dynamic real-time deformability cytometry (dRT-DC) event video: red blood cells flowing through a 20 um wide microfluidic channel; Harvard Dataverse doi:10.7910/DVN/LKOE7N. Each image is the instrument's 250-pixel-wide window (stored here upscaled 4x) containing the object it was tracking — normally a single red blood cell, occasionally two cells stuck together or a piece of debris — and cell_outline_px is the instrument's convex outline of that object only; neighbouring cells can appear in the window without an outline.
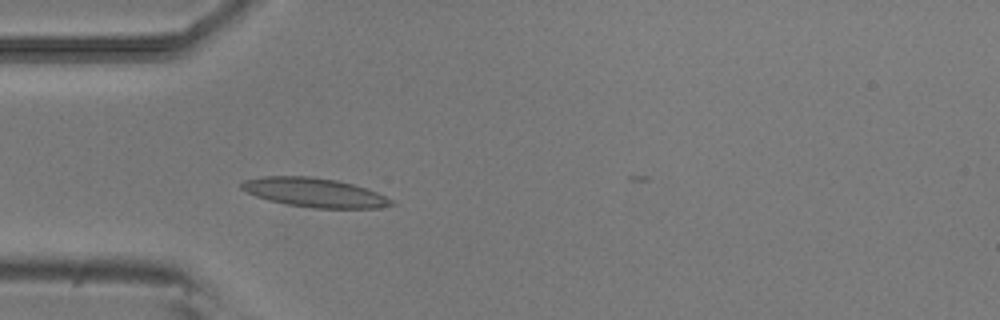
{"species": "common noctule bat (a hibernating species)", "species_latin": "Nyctalus noctula", "temperature_condition": "room temperature", "stored_images_in_passage": 16, "camera_frame_rate_fps": 3000, "um_per_image_px": 0.085, "animal": {"sex": "male", "body_mass_g": 20.5, "forearm_length_mm": 52.5}, "frame": {"image": 1, "passage_image": 15, "time_ms": 4.667, "image_size_px": [1000, 320], "cell_outline_px": [[396, 204], [380, 208], [312, 208], [288, 204], [268, 200], [256, 196], [240, 188], [240, 184], [244, 180], [264, 176], [312, 176], [336, 180], [352, 184], [376, 192], [392, 200]], "centroid_in_image_um": [26.72, 16.36], "position_along_channel_um": 58.3, "area_um2": 25.26}}